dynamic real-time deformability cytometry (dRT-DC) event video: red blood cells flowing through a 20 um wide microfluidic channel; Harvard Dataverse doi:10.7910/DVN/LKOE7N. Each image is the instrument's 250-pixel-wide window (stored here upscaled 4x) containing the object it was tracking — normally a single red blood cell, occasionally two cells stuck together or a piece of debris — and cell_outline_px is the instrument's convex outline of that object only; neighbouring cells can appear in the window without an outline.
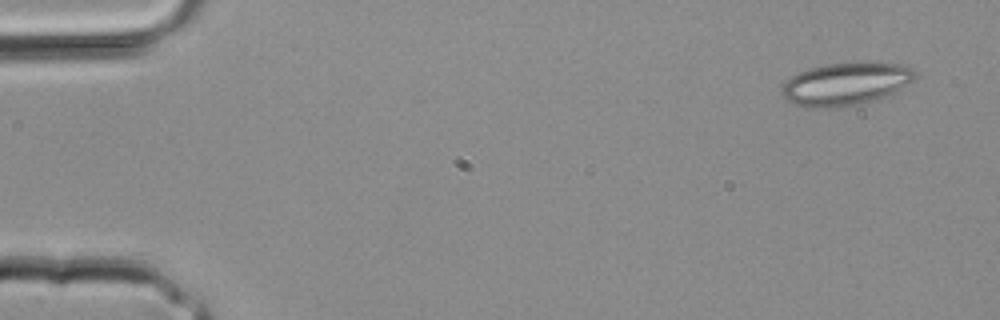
{"species": "common noctule bat (a hibernating species)", "species_latin": "Nyctalus noctula", "temperature_condition": "room temperature", "stored_images_in_passage": 3, "segment_of_instrument_passage": [2, 2], "camera_frame_rate_fps": 3000, "um_per_image_px": 0.085, "animal": {"sex": "male", "body_mass_g": 20.4}, "frame": {"image": 1, "passage_image": 3, "time_ms": 0.667, "image_size_px": [1000, 320], "cell_outline_px": [[916, 76], [912, 80], [900, 88], [884, 96], [872, 100], [856, 104], [836, 108], [812, 108], [792, 104], [784, 100], [784, 80], [800, 72], [812, 68], [828, 64], [896, 64], [912, 68], [916, 72]], "centroid_in_image_um": [71.82, 7.17], "position_along_channel_um": 13.2, "area_um2": 32.14}}